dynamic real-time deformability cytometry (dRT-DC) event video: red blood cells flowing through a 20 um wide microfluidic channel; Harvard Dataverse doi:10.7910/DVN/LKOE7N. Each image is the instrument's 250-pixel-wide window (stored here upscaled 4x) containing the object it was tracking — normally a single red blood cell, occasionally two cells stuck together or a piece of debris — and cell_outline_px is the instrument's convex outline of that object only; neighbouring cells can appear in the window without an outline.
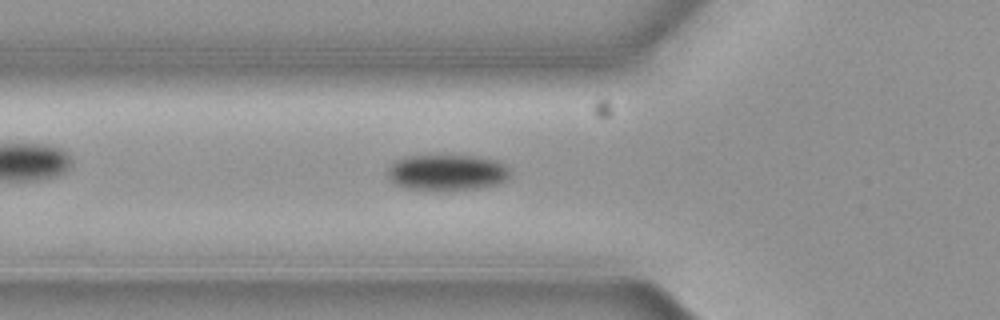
{"species": "common noctule bat (a hibernating species)", "species_latin": "Nyctalus noctula", "temperature_condition": "cold", "stored_images_in_passage": 45, "camera_frame_rate_fps": 3000, "um_per_image_px": 0.085, "animal": {"sex": "female", "body_mass_g": 19.3, "forearm_length_mm": 54.1}, "frame": {"image": 1, "passage_image": 11, "time_ms": 3.333, "image_size_px": [1000, 320], "cell_outline_px": [[512, 168], [508, 180], [496, 184], [480, 188], [448, 192], [436, 192], [404, 188], [388, 180], [388, 168], [396, 160], [404, 156], [480, 156], [496, 160]], "centroid_in_image_um": [38.02, 14.7], "position_along_channel_um": 87.8, "area_um2": 26.59}}
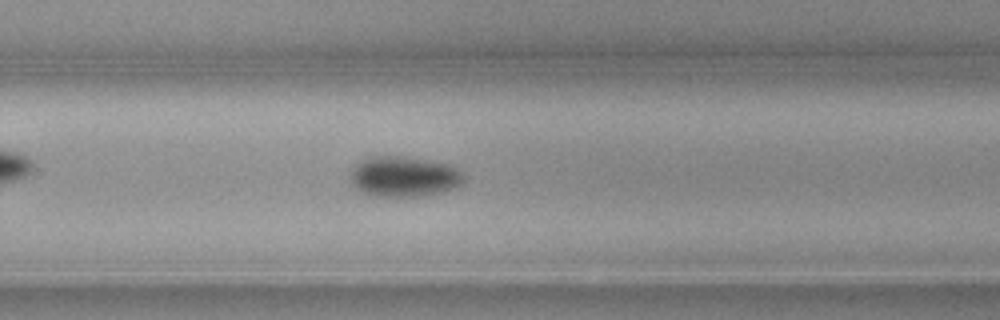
{"frame": {"image": 2, "passage_image": 28, "time_ms": 9.0, "image_size_px": [1000, 320], "cell_outline_px": [[464, 184], [456, 188], [444, 192], [424, 196], [368, 196], [360, 192], [352, 184], [352, 168], [360, 160], [368, 156], [404, 156], [448, 164], [456, 168], [464, 176]], "centroid_in_image_um": [34.34, 15.02], "position_along_channel_um": 295.5, "area_um2": 27.05}}
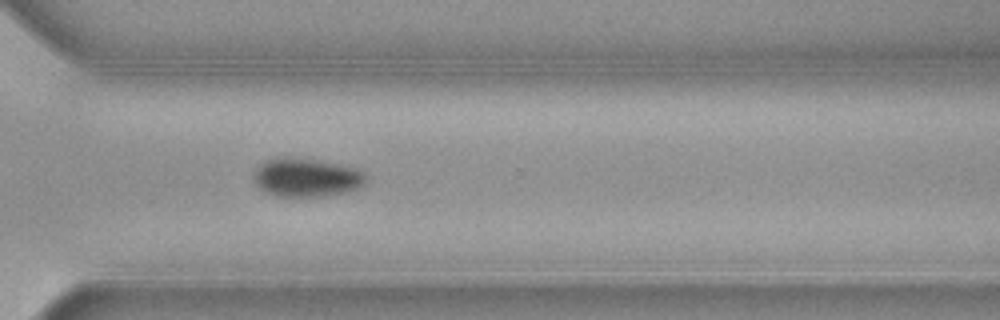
{"frame": {"image": 3, "passage_image": 32, "time_ms": 10.333, "image_size_px": [1000, 320], "cell_outline_px": [[368, 180], [360, 188], [344, 192], [324, 196], [276, 196], [264, 192], [256, 184], [252, 176], [256, 168], [260, 164], [268, 160], [284, 156], [292, 156], [336, 164], [356, 168]], "centroid_in_image_um": [26.0, 15.09], "position_along_channel_um": 344.6, "area_um2": 25.14}, "authors_computed_cell_mechanics": {"area_um2": 25.143, "velocity_mm_per_s": 3.674, "shape_relaxation_time_tau1_ms": 2.14, "shape_relaxation_time_tau2_ms": null, "deformation_change_tau1": 0.075, "deformation_change_tau2": null}}